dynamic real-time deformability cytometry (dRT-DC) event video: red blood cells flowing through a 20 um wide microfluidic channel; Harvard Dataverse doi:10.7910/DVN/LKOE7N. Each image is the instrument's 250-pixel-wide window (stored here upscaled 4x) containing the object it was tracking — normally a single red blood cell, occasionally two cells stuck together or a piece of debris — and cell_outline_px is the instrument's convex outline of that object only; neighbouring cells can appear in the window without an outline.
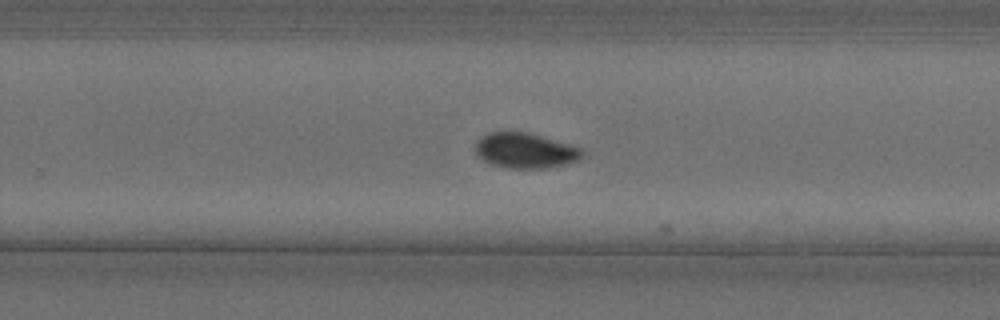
{"species": "Egyptian fruit bat (a non-hibernating species)", "species_latin": "Rousettus aegyptiacus", "temperature_condition": "cold", "stored_images_in_passage": 34, "camera_frame_rate_fps": 3000, "um_per_image_px": 0.085, "animal": {"sex": "female"}, "frame": {"image": 1, "passage_image": 33, "time_ms": 10.667, "image_size_px": [1000, 320], "cell_outline_px": [[584, 156], [580, 160], [548, 168], [508, 168], [488, 164], [476, 156], [476, 140], [488, 132], [528, 132], [568, 144], [580, 148], [584, 152]], "centroid_in_image_um": [44.61, 12.81], "position_along_channel_um": 285.2, "area_um2": 22.08}}